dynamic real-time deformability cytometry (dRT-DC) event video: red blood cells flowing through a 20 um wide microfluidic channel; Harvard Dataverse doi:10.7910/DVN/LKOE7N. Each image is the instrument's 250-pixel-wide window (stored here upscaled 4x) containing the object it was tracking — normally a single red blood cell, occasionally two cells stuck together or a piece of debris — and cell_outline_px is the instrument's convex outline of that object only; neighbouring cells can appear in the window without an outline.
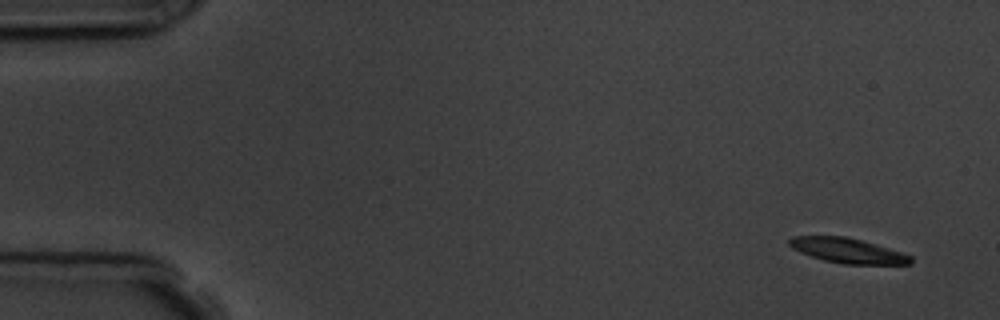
{"species": "common noctule bat (a hibernating species)", "species_latin": "Nyctalus noctula", "temperature_condition": "room temperature", "stored_images_in_passage": 5, "camera_frame_rate_fps": 3000, "um_per_image_px": 0.085, "animal": {"sex": "male", "body_mass_g": 19.5, "forearm_length_mm": 54.6}, "frame": {"image": 1, "passage_image": 1, "time_ms": 0.0, "image_size_px": [1000, 320], "cell_outline_px": [[912, 264], [844, 264], [824, 260], [800, 252], [792, 248], [788, 244], [788, 240], [792, 236], [844, 236], [876, 244], [912, 256]], "centroid_in_image_um": [72.04, 21.3], "position_along_channel_um": 13.0, "area_um2": 17.46}}
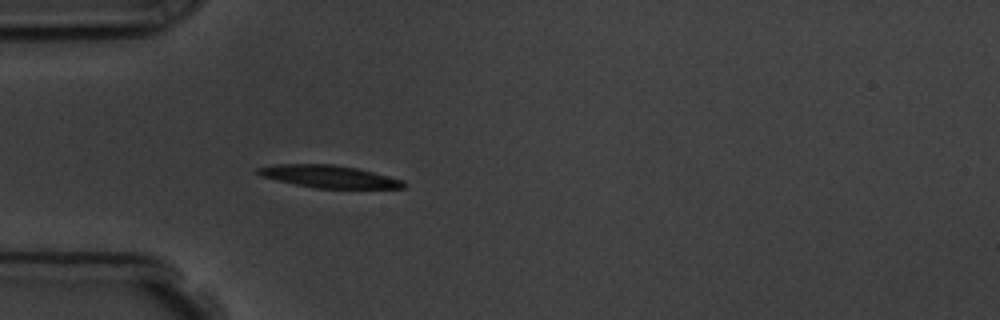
{"frame": {"image": 2, "passage_image": 5, "time_ms": 4.333, "image_size_px": [1000, 320], "cell_outline_px": [[408, 184], [404, 188], [316, 188], [296, 184], [264, 176], [256, 172], [256, 168], [276, 164], [332, 164], [356, 168], [404, 180]], "centroid_in_image_um": [28.02, 15.0], "position_along_channel_um": 57.0, "area_um2": 18.73}}